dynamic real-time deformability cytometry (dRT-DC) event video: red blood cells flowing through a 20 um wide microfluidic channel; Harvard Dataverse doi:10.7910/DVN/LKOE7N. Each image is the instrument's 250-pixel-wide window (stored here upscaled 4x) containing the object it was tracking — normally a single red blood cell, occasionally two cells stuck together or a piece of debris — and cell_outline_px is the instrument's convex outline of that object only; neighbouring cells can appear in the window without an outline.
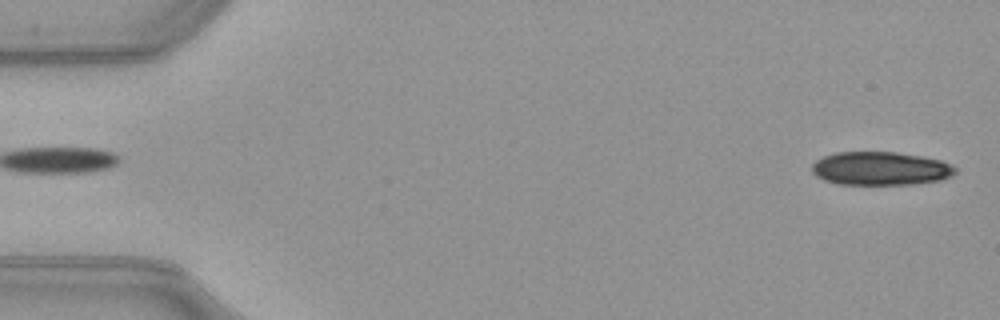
{"species": "common noctule bat (a hibernating species)", "species_latin": "Nyctalus noctula", "temperature_condition": "warm", "stored_images_in_passage": 21, "camera_frame_rate_fps": 3000, "um_per_image_px": 0.085, "animal": {"sex": "female", "body_mass_g": 21.9}, "frame": {"image": 1, "passage_image": 1, "time_ms": 0.0, "image_size_px": [1000, 320], "cell_outline_px": [[956, 172], [952, 176], [940, 180], [916, 184], [840, 184], [824, 180], [816, 176], [812, 172], [812, 164], [816, 160], [824, 156], [836, 152], [896, 152], [920, 156], [940, 160], [952, 164], [956, 168]], "centroid_in_image_um": [74.85, 14.32], "position_along_channel_um": 10.1, "area_um2": 27.98}}
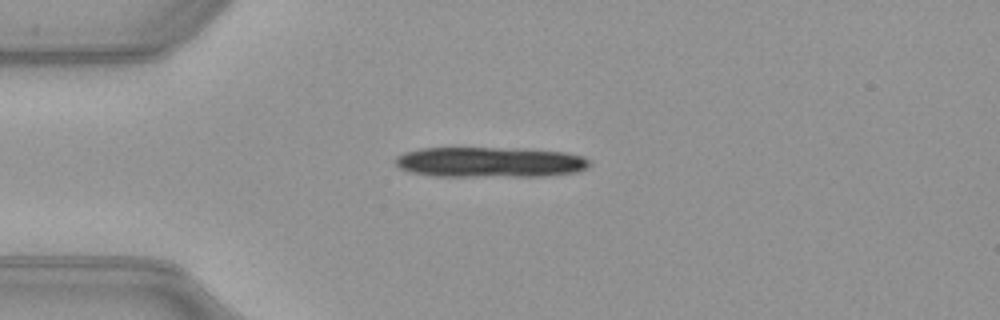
{"frame": {"image": 2, "passage_image": 12, "time_ms": 3.667, "image_size_px": [1000, 320], "cell_outline_px": [[592, 164], [588, 168], [576, 172], [548, 176], [432, 176], [408, 172], [400, 168], [396, 164], [396, 156], [404, 152], [420, 148], [532, 148], [568, 152], [584, 156], [592, 160]], "centroid_in_image_um": [41.73, 13.77], "position_along_channel_um": 43.3, "area_um2": 35.08}}